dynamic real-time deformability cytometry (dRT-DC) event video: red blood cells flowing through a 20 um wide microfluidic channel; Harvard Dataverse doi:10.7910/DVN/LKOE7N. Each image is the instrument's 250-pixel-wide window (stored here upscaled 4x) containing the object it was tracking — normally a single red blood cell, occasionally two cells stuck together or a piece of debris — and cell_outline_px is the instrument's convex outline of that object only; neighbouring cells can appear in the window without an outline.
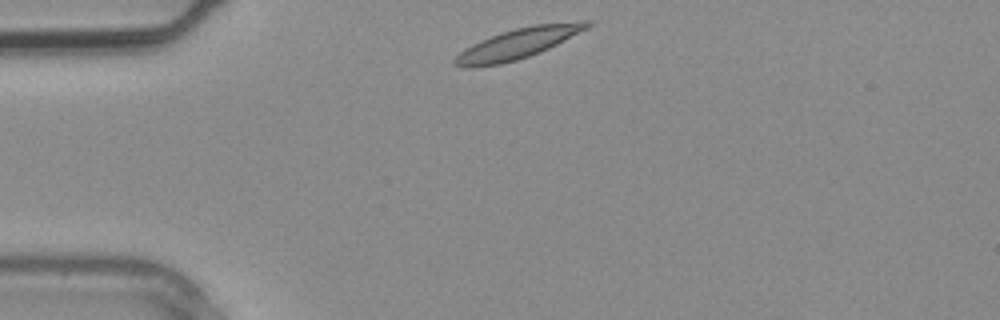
{"species": "common noctule bat (a hibernating species)", "species_latin": "Nyctalus noctula", "temperature_condition": "warm", "stored_images_in_passage": 2, "segment_of_instrument_passage": [2, 2], "camera_frame_rate_fps": 3000, "um_per_image_px": 0.085, "animal": {"sex": "male", "body_mass_g": 20.4}, "frame": {"image": 1, "passage_image": 2, "time_ms": 0.333, "image_size_px": [1000, 320], "cell_outline_px": [[596, 24], [540, 52], [516, 60], [500, 64], [476, 68], [464, 68], [452, 64], [452, 60], [464, 48], [472, 44], [492, 36], [516, 28], [536, 24], [580, 20], [592, 20]], "centroid_in_image_um": [44.04, 3.7], "position_along_channel_um": 41.0, "area_um2": 23.52}}